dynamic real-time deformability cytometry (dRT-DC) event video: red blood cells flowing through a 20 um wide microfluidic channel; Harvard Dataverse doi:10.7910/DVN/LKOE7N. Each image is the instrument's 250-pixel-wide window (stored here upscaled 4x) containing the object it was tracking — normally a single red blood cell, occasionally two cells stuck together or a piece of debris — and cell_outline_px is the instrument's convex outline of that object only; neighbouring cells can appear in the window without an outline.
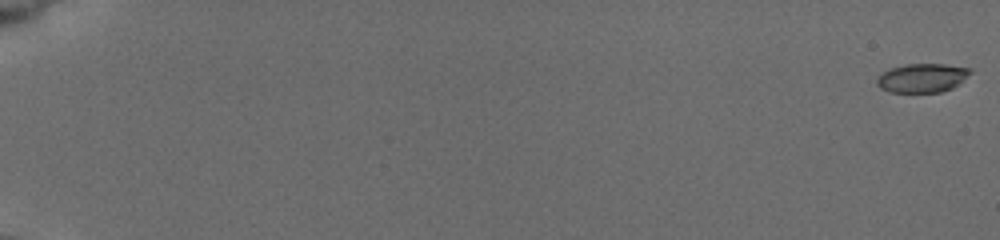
{"species": "common noctule bat (a hibernating species)", "species_latin": "Nyctalus noctula", "temperature_condition": "cold", "stored_images_in_passage": 98, "camera_frame_rate_fps": 3000, "um_per_image_px": 0.085, "animal": {"sex": "female", "body_mass_g": 19.5, "forearm_length_mm": 54.1}, "frame": {"image": 1, "passage_image": 1, "time_ms": 0.0, "image_size_px": [1000, 240], "cell_outline_px": [[972, 72], [952, 88], [940, 92], [892, 92], [880, 88], [876, 84], [876, 80], [884, 72], [892, 68], [904, 64], [944, 64], [972, 68]], "centroid_in_image_um": [78.4, 6.62], "position_along_channel_um": 6.6, "area_um2": 15.55}}
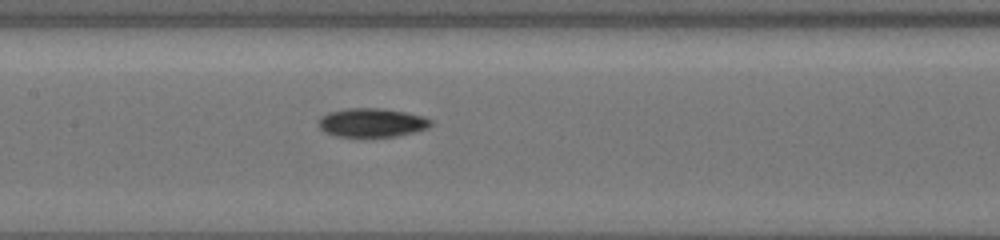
{"frame": {"image": 2, "passage_image": 61, "time_ms": 10.0, "image_size_px": [1000, 240], "cell_outline_px": [[432, 124], [424, 128], [412, 132], [396, 136], [336, 136], [324, 132], [320, 128], [320, 116], [328, 112], [344, 108], [384, 108], [404, 112], [420, 116], [432, 120]], "centroid_in_image_um": [31.55, 10.41], "position_along_channel_um": 175.8, "area_um2": 18.55}}
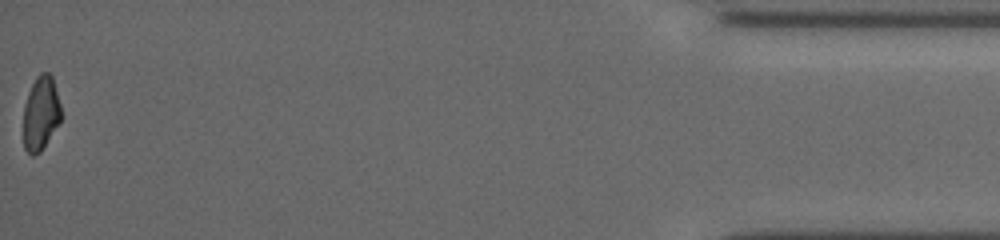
{"frame": {"image": 3, "passage_image": 98, "time_ms": 18.667, "image_size_px": [1000, 240], "cell_outline_px": [[60, 120], [40, 152], [32, 156], [24, 148], [24, 104], [28, 92], [36, 76], [40, 72], [48, 72], [52, 76], [60, 104]], "centroid_in_image_um": [3.45, 9.6], "position_along_channel_um": 431.8, "area_um2": 16.01}, "authors_computed_cell_mechanics": {"area_um2": 17.051, "velocity_mm_per_s": 3.8659, "shape_relaxation_time_tau1_ms": 6.3954, "shape_relaxation_time_tau2_ms": null, "deformation_change_tau1": 0.1592, "deformation_change_tau2": null}}